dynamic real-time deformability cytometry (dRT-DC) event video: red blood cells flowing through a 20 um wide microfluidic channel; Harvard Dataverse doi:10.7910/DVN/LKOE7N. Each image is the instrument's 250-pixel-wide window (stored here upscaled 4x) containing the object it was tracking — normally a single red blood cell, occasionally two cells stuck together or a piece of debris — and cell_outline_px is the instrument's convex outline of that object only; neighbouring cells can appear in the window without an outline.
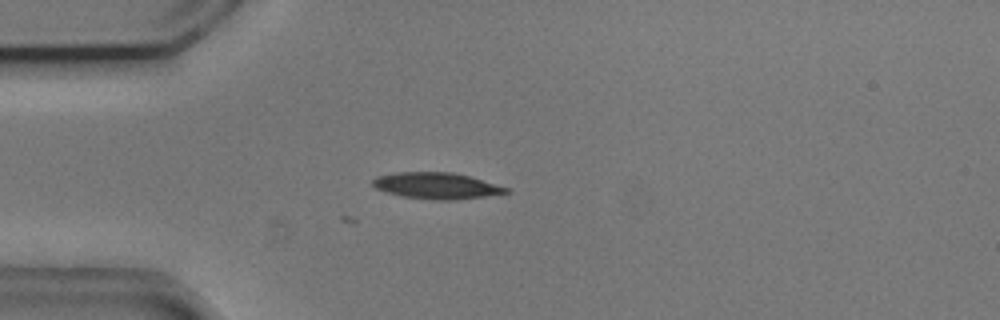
{"species": "common noctule bat (a hibernating species)", "species_latin": "Nyctalus noctula", "temperature_condition": "cold", "stored_images_in_passage": 2, "camera_frame_rate_fps": 3000, "um_per_image_px": 0.085, "animal": {"sex": "male", "body_mass_g": 20.5, "forearm_length_mm": 52.5}, "frame": {"image": 1, "passage_image": 2, "time_ms": 0.333, "image_size_px": [1000, 320], "cell_outline_px": [[512, 192], [484, 196], [452, 200], [436, 200], [404, 196], [388, 192], [376, 188], [372, 184], [372, 180], [376, 176], [396, 172], [452, 172], [468, 176], [508, 188]], "centroid_in_image_um": [37.08, 15.78], "position_along_channel_um": 47.9, "area_um2": 20.11}}